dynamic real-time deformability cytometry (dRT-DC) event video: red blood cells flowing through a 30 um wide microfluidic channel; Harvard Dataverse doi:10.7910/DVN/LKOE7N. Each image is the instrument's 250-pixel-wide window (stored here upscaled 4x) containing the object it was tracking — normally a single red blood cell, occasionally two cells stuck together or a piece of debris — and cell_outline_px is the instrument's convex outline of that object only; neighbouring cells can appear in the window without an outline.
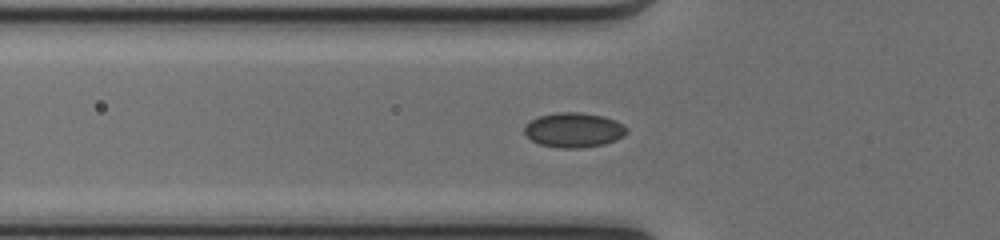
{"species": "common noctule bat (a hibernating species)", "species_latin": "Nyctalus noctula", "temperature_condition": "cold", "stored_images_in_passage": 49, "camera_frame_rate_fps": 3000, "um_per_image_px": 0.085, "animal": {"sex": "female", "body_mass_g": 17.0, "forearm_length_mm": 48.0}, "frame": {"image": 1, "passage_image": 17, "time_ms": 5.333, "image_size_px": [1000, 240], "cell_outline_px": [[628, 132], [624, 136], [616, 140], [604, 144], [576, 148], [560, 148], [540, 144], [532, 140], [524, 132], [524, 124], [540, 116], [556, 112], [580, 112], [604, 116], [616, 120]], "centroid_in_image_um": [48.76, 11.04], "position_along_channel_um": 77.0, "area_um2": 20.58}}
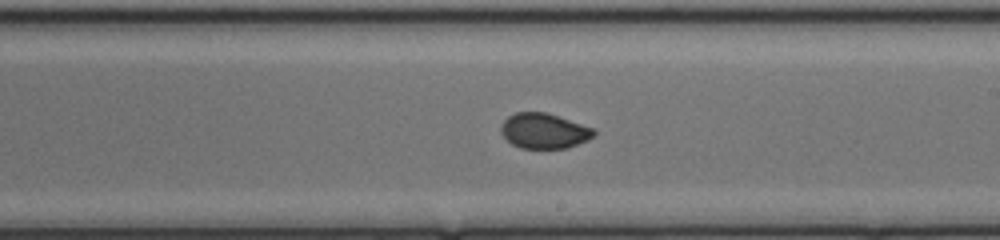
{"frame": {"image": 2, "passage_image": 29, "time_ms": 9.333, "image_size_px": [1000, 240], "cell_outline_px": [[596, 136], [588, 140], [568, 148], [520, 148], [512, 144], [500, 132], [500, 128], [504, 120], [508, 116], [516, 112], [544, 112], [592, 128], [596, 132]], "centroid_in_image_um": [46.23, 11.14], "position_along_channel_um": 242.8, "area_um2": 18.9}}
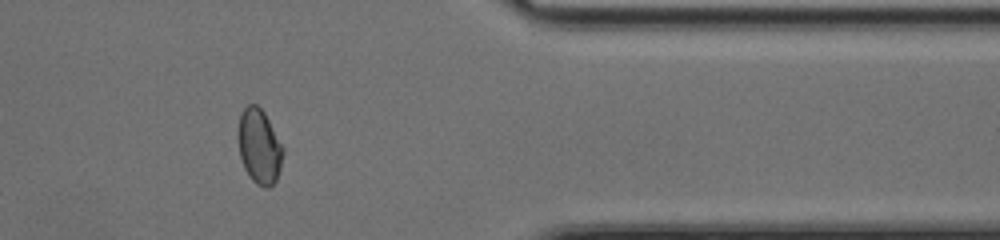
{"frame": {"image": 3, "passage_image": 41, "time_ms": 13.333, "image_size_px": [1000, 240], "cell_outline_px": [[284, 152], [280, 168], [276, 180], [268, 188], [264, 188], [256, 184], [252, 180], [244, 168], [240, 156], [240, 116], [244, 108], [248, 104], [256, 104], [264, 112], [284, 148]], "centroid_in_image_um": [22.07, 12.48], "position_along_channel_um": 389.3, "area_um2": 19.13}, "authors_computed_cell_mechanics": {"area_um2": 19.5364, "velocity_mm_per_s": 4.1209, "shape_relaxation_time_tau1_ms": null, "shape_relaxation_time_tau2_ms": 0.7348, "deformation_change_tau1": null, "deformation_change_tau2": 0.0407}}